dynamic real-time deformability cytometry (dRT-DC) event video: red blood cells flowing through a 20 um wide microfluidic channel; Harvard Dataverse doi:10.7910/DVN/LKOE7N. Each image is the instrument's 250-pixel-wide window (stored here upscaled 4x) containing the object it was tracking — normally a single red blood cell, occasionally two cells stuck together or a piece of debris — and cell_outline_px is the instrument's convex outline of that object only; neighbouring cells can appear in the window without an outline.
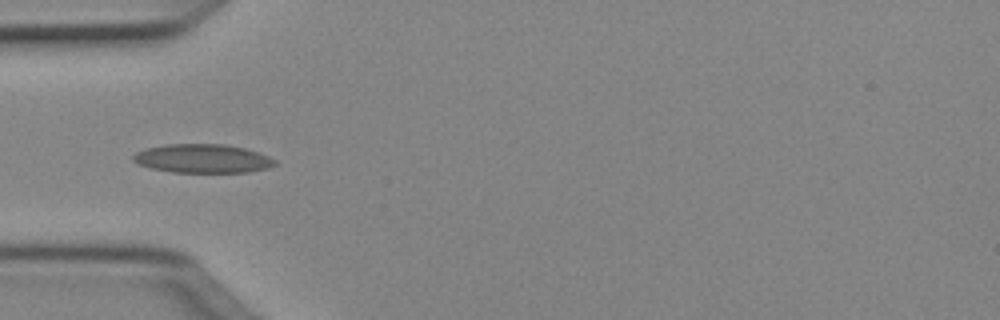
{"species": "Egyptian fruit bat (a non-hibernating species)", "species_latin": "Rousettus aegyptiacus", "temperature_condition": "cold", "stored_images_in_passage": 26, "camera_frame_rate_fps": 3000, "um_per_image_px": 0.085, "animal": {"sex": "female"}, "frame": {"image": 1, "passage_image": 5, "time_ms": 1.333, "image_size_px": [1000, 320], "cell_outline_px": [[276, 164], [264, 168], [248, 172], [172, 172], [152, 168], [140, 164], [132, 160], [132, 156], [136, 152], [144, 148], [164, 144], [224, 144], [244, 148], [268, 156], [276, 160]], "centroid_in_image_um": [17.17, 13.46], "position_along_channel_um": 67.8, "area_um2": 23.58}}